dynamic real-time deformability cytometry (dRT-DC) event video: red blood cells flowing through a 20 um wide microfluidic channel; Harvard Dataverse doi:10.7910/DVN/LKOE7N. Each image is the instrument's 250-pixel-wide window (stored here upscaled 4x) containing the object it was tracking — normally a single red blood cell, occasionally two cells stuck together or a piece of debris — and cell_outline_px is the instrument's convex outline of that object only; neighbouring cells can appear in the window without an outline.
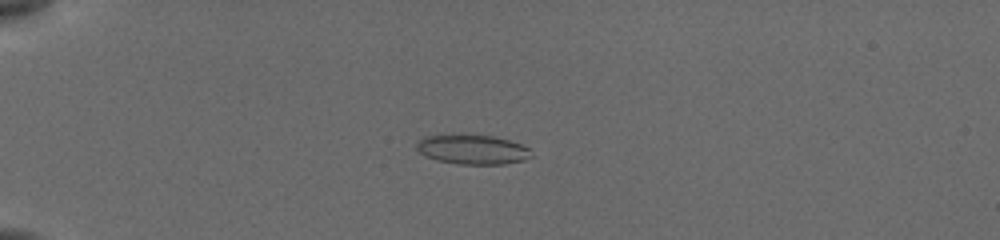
{"species": "common noctule bat (a hibernating species)", "species_latin": "Nyctalus noctula", "temperature_condition": "cold", "stored_images_in_passage": 42, "camera_frame_rate_fps": 3000, "um_per_image_px": 0.085, "animal": {"sex": "female", "body_mass_g": 19.5, "forearm_length_mm": 54.1}, "frame": {"image": 1, "passage_image": 3, "time_ms": 0.667, "image_size_px": [1000, 240], "cell_outline_px": [[532, 156], [524, 160], [504, 164], [460, 164], [436, 160], [424, 156], [416, 148], [416, 144], [424, 136], [492, 136], [508, 140], [520, 144], [528, 148]], "centroid_in_image_um": [40.16, 12.73], "position_along_channel_um": 44.8, "area_um2": 19.25}}
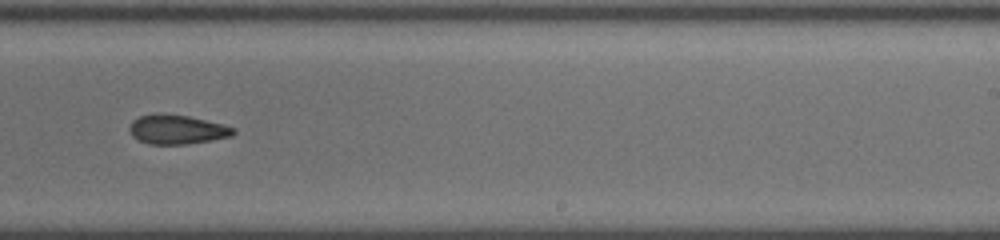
{"frame": {"image": 2, "passage_image": 24, "time_ms": 7.667, "image_size_px": [1000, 240], "cell_outline_px": [[236, 132], [232, 136], [212, 140], [188, 144], [148, 144], [132, 136], [128, 128], [132, 120], [140, 116], [156, 112], [160, 112], [188, 116], [236, 128]], "centroid_in_image_um": [15.01, 11.0], "position_along_channel_um": 274.0, "area_um2": 17.86}}
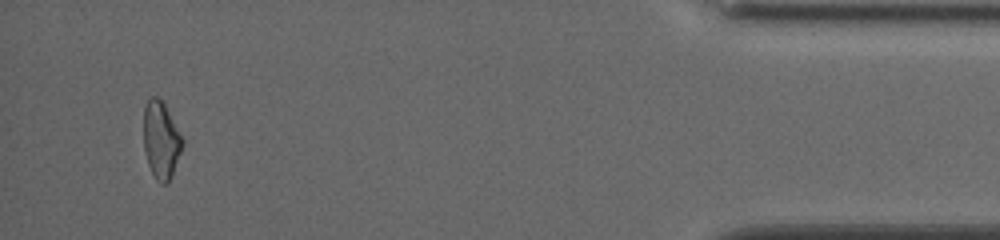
{"frame": {"image": 3, "passage_image": 40, "time_ms": 13.0, "image_size_px": [1000, 240], "cell_outline_px": [[184, 144], [168, 184], [160, 184], [156, 180], [148, 164], [144, 152], [144, 108], [148, 100], [152, 96], [156, 96], [164, 104], [184, 140]], "centroid_in_image_um": [13.69, 11.94], "position_along_channel_um": 421.5, "area_um2": 17.34}, "authors_computed_cell_mechanics": {"area_um2": 18.0625, "velocity_mm_per_s": 3.8833, "shape_relaxation_time_tau1_ms": null, "shape_relaxation_time_tau2_ms": 4.3553, "deformation_change_tau1": null, "deformation_change_tau2": 0.1183}}